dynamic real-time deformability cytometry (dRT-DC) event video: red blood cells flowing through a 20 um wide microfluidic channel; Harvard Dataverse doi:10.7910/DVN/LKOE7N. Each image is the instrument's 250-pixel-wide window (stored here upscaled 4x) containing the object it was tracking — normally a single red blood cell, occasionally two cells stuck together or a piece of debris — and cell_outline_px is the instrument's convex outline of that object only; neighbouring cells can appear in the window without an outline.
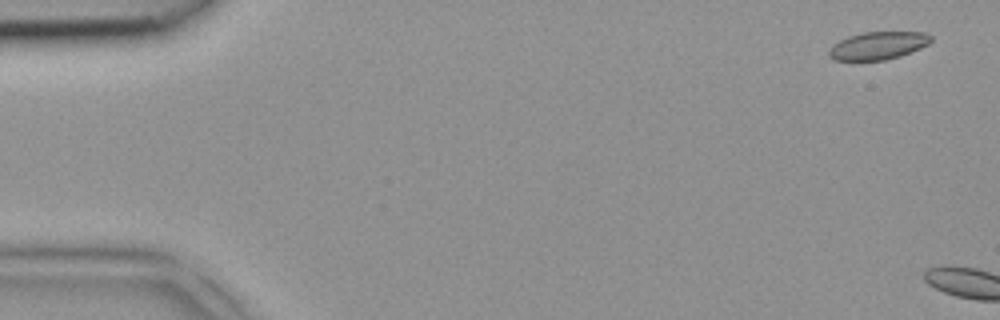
{"species": "common noctule bat (a hibernating species)", "species_latin": "Nyctalus noctula", "temperature_condition": "room temperature", "stored_images_in_passage": 6, "camera_frame_rate_fps": 3000, "um_per_image_px": 0.085, "animal": {"sex": "female", "body_mass_g": 18.4}, "frame": {"image": 1, "passage_image": 1, "time_ms": 0.0, "image_size_px": [1000, 320], "cell_outline_px": [[932, 40], [928, 44], [920, 48], [900, 56], [884, 60], [832, 60], [828, 56], [828, 52], [832, 44], [848, 36], [864, 32], [924, 32], [932, 36]], "centroid_in_image_um": [74.61, 3.87], "position_along_channel_um": 10.4, "area_um2": 16.53}}
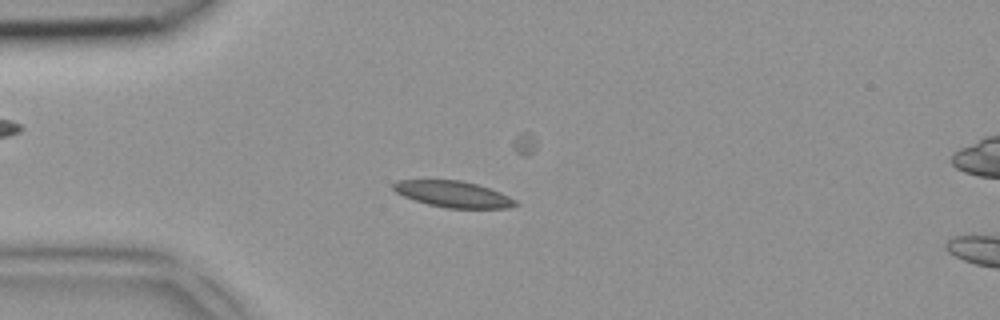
{"frame": {"image": 2, "passage_image": 5, "time_ms": 1.333, "image_size_px": [1000, 320], "cell_outline_px": [[520, 204], [508, 208], [444, 208], [428, 204], [404, 196], [396, 192], [392, 188], [392, 184], [396, 180], [460, 180], [476, 184], [500, 192], [516, 200]], "centroid_in_image_um": [38.52, 16.5], "position_along_channel_um": 46.5, "area_um2": 18.61}}